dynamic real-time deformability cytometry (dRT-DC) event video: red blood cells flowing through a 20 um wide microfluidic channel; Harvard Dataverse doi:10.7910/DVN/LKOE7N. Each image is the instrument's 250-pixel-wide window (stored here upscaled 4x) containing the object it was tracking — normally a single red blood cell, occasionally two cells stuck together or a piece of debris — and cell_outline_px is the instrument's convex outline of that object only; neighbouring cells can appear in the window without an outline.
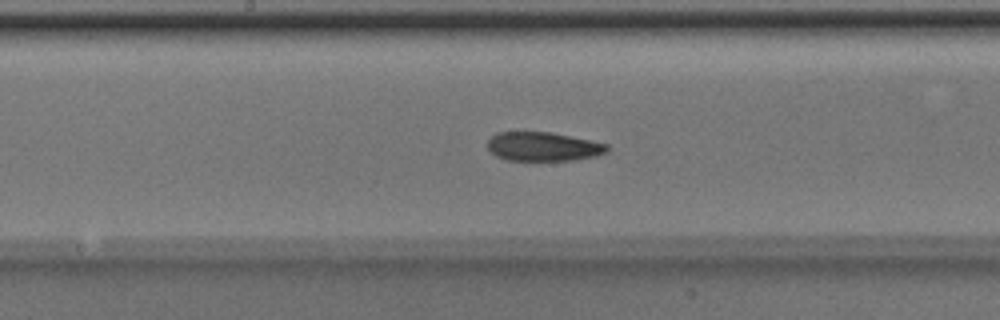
{"species": "Egyptian fruit bat (a non-hibernating species)", "species_latin": "Rousettus aegyptiacus", "temperature_condition": "room temperature", "stored_images_in_passage": 44, "camera_frame_rate_fps": 3000, "um_per_image_px": 0.085, "animal": {"sex": "male"}, "frame": {"image": 1, "passage_image": 23, "time_ms": 7.333, "image_size_px": [1000, 320], "cell_outline_px": [[608, 152], [596, 156], [572, 160], [508, 160], [496, 156], [488, 148], [488, 140], [496, 132], [552, 132], [608, 144]], "centroid_in_image_um": [46.18, 12.45], "position_along_channel_um": 202.0, "area_um2": 20.11}}
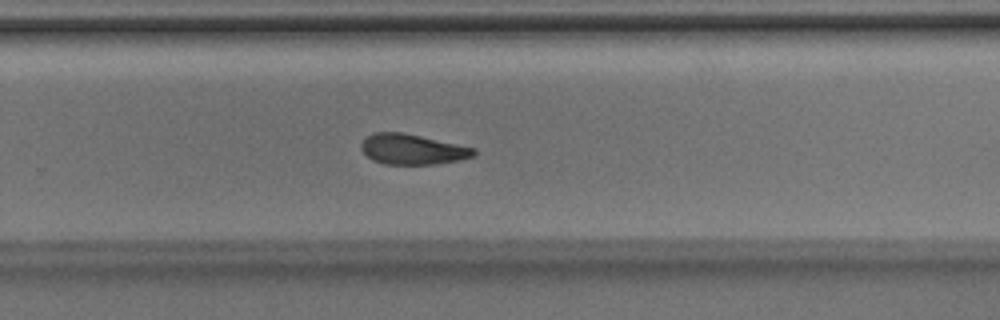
{"frame": {"image": 2, "passage_image": 30, "time_ms": 9.667, "image_size_px": [1000, 320], "cell_outline_px": [[476, 156], [460, 160], [432, 164], [384, 164], [372, 160], [360, 148], [360, 144], [364, 136], [372, 132], [400, 132], [420, 136], [476, 148]], "centroid_in_image_um": [35.02, 12.68], "position_along_channel_um": 294.8, "area_um2": 20.0}}
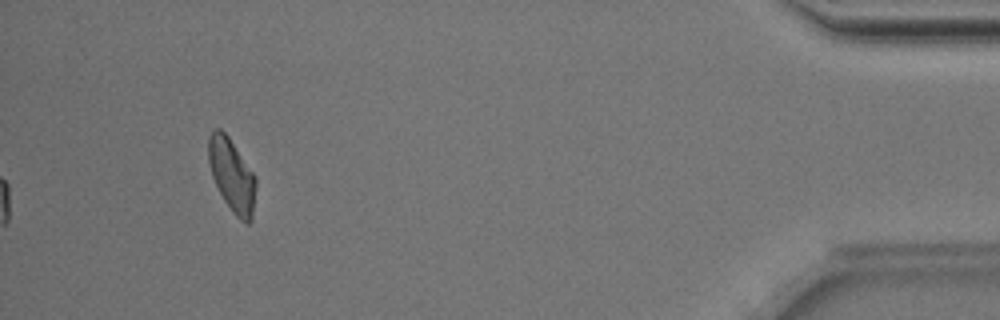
{"frame": {"image": 3, "passage_image": 44, "time_ms": 14.333, "image_size_px": [1000, 320], "cell_outline_px": [[256, 184], [252, 220], [248, 224], [240, 220], [232, 212], [224, 200], [212, 176], [208, 160], [208, 136], [216, 128], [220, 128], [228, 136], [256, 176]], "centroid_in_image_um": [19.72, 14.9], "position_along_channel_um": 415.5, "area_um2": 20.11}, "authors_computed_cell_mechanics": {"area_um2": 20.6635, "velocity_mm_per_s": 3.9934, "shape_relaxation_time_tau1_ms": 9.2462, "shape_relaxation_time_tau2_ms": 6.1807, "deformation_change_tau1": 0.1953, "deformation_change_tau2": 0.1243}}